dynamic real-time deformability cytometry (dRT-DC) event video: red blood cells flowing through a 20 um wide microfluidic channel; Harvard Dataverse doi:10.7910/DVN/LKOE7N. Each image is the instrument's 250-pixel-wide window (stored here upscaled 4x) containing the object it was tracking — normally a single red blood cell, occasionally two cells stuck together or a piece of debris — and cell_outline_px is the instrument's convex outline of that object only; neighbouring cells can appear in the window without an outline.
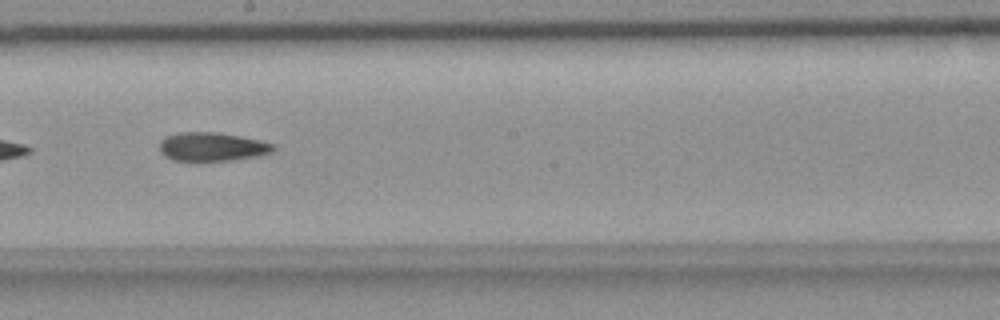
{"species": "common noctule bat (a hibernating species)", "species_latin": "Nyctalus noctula", "temperature_condition": "room temperature", "stored_images_in_passage": 20, "camera_frame_rate_fps": 3000, "um_per_image_px": 0.085, "animal": {"sex": "female", "body_mass_g": 18.4}, "frame": {"image": 1, "passage_image": 17, "time_ms": 5.333, "image_size_px": [1000, 320], "cell_outline_px": [[276, 148], [272, 152], [256, 156], [232, 160], [196, 164], [172, 160], [164, 156], [160, 152], [160, 140], [164, 136], [180, 132], [216, 132], [240, 136], [260, 140], [276, 144]], "centroid_in_image_um": [17.98, 12.51], "position_along_channel_um": 230.2, "area_um2": 19.94}}